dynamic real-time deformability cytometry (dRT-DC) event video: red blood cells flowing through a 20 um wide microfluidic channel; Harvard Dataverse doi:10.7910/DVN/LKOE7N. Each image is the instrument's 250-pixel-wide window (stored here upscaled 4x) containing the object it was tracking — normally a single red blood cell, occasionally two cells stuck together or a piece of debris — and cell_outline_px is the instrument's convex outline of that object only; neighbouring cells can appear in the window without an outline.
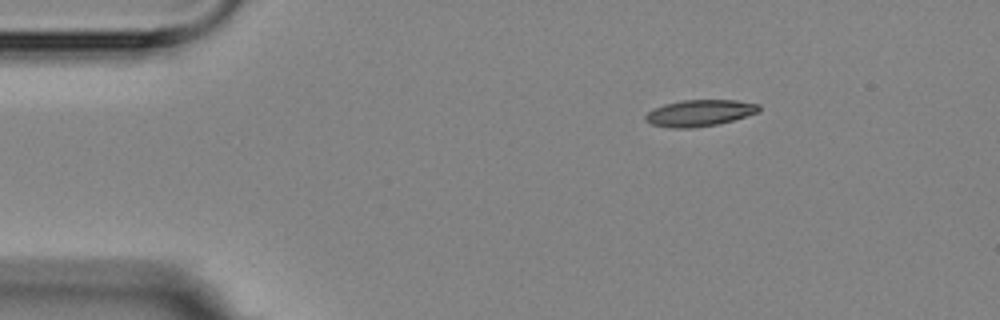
{"species": "Egyptian fruit bat (a non-hibernating species)", "species_latin": "Rousettus aegyptiacus", "temperature_condition": "room temperature", "stored_images_in_passage": 3, "camera_frame_rate_fps": 3000, "um_per_image_px": 0.085, "animal": {"sex": "female"}, "frame": {"image": 1, "passage_image": 1, "time_ms": 0.0, "image_size_px": [1000, 320], "cell_outline_px": [[760, 112], [732, 120], [716, 124], [692, 128], [668, 128], [652, 124], [644, 120], [644, 116], [648, 112], [664, 104], [680, 100], [736, 100], [760, 104]], "centroid_in_image_um": [59.46, 9.6], "position_along_channel_um": 25.5, "area_um2": 17.51}}